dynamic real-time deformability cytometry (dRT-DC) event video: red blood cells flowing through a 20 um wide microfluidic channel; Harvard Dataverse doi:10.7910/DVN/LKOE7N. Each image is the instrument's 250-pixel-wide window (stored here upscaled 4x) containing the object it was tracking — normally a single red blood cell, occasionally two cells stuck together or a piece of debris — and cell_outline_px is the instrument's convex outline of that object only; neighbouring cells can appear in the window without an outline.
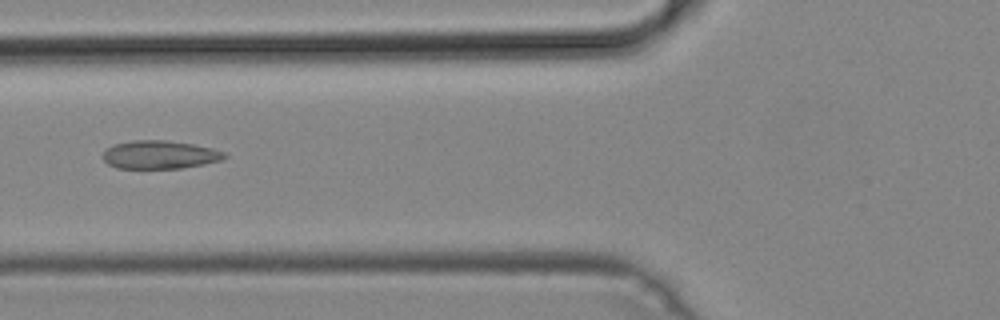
{"species": "common noctule bat (a hibernating species)", "species_latin": "Nyctalus noctula", "temperature_condition": "cold", "stored_images_in_passage": 46, "camera_frame_rate_fps": 3000, "um_per_image_px": 0.085, "animal": {"sex": "male", "body_mass_g": 19.2, "forearm_length_mm": 51.8}, "frame": {"image": 1, "passage_image": 15, "time_ms": 4.667, "image_size_px": [1000, 320], "cell_outline_px": [[228, 156], [220, 160], [204, 164], [180, 168], [116, 168], [108, 164], [104, 160], [104, 152], [108, 148], [116, 144], [132, 140], [164, 140], [192, 144], [212, 148], [224, 152]], "centroid_in_image_um": [13.59, 13.15], "position_along_channel_um": 112.2, "area_um2": 19.77}}
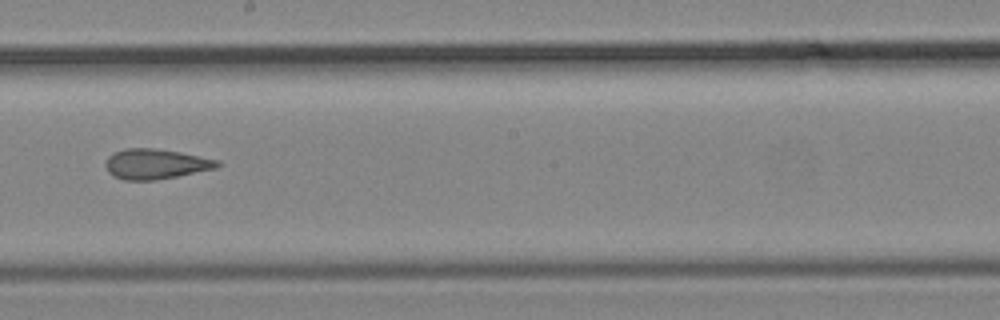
{"frame": {"image": 2, "passage_image": 24, "time_ms": 7.667, "image_size_px": [1000, 320], "cell_outline_px": [[224, 164], [216, 168], [156, 180], [124, 180], [112, 176], [108, 172], [104, 164], [108, 156], [112, 152], [124, 148], [156, 148], [180, 152], [220, 160]], "centroid_in_image_um": [13.21, 13.93], "position_along_channel_um": 235.0, "area_um2": 19.88}}
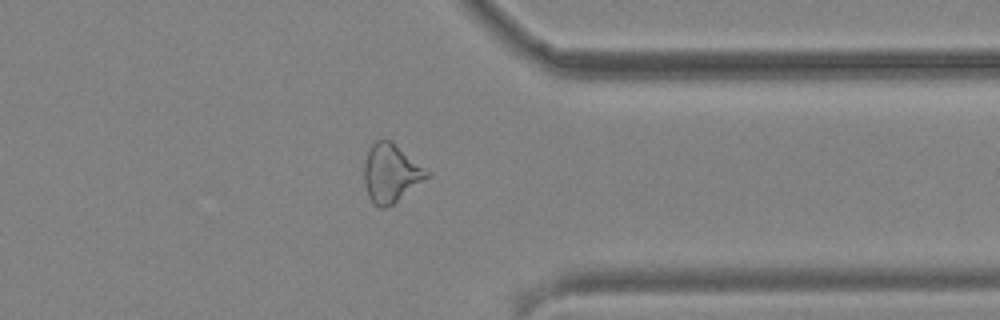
{"frame": {"image": 3, "passage_image": 35, "time_ms": 11.333, "image_size_px": [1000, 320], "cell_outline_px": [[432, 172], [428, 176], [392, 204], [384, 208], [380, 208], [372, 204], [368, 196], [364, 180], [364, 160], [372, 144], [376, 140], [392, 140]], "centroid_in_image_um": [33.22, 14.69], "position_along_channel_um": 378.2, "area_um2": 21.33}}